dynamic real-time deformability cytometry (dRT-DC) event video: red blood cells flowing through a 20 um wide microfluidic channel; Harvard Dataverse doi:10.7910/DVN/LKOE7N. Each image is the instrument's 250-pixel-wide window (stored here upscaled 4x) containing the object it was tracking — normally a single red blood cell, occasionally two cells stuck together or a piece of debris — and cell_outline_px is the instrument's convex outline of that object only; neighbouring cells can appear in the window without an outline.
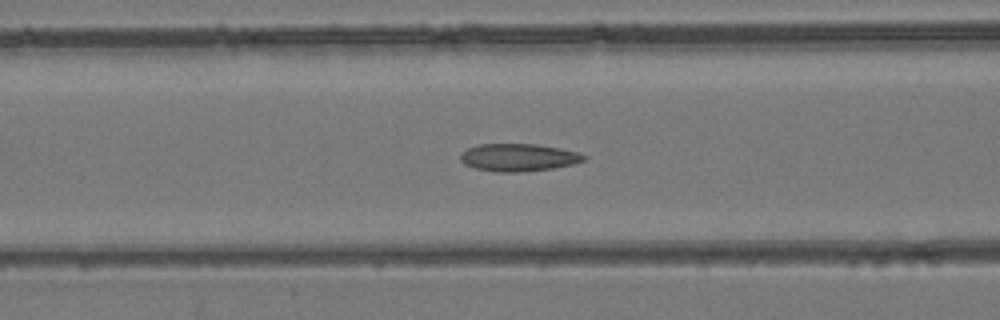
{"species": "common noctule bat (a hibernating species)", "species_latin": "Nyctalus noctula", "temperature_condition": "room temperature", "stored_images_in_passage": 52, "camera_frame_rate_fps": 3000, "um_per_image_px": 0.085, "animal": {"sex": "female", "body_mass_g": 24.6, "forearm_length_mm": 56.2}, "frame": {"image": 1, "passage_image": 21, "time_ms": 6.667, "image_size_px": [1000, 320], "cell_outline_px": [[588, 156], [584, 160], [572, 164], [552, 168], [520, 172], [496, 172], [476, 168], [464, 164], [460, 160], [460, 156], [468, 148], [480, 144], [536, 144], [560, 148], [580, 152]], "centroid_in_image_um": [44.09, 13.38], "position_along_channel_um": 122.5, "area_um2": 19.77}}
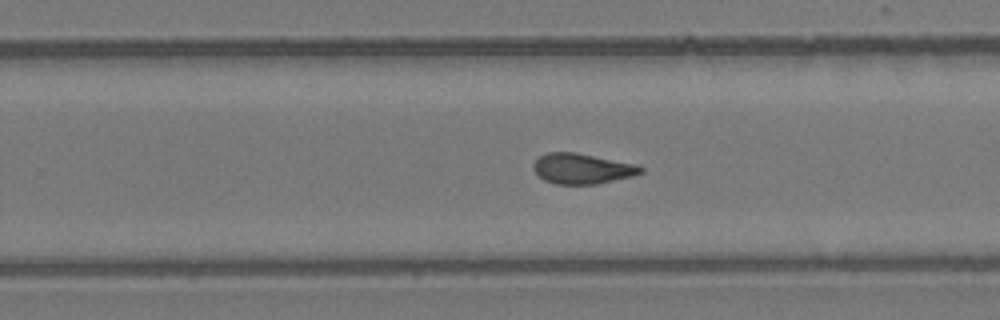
{"frame": {"image": 2, "passage_image": 33, "time_ms": 10.667, "image_size_px": [1000, 320], "cell_outline_px": [[644, 172], [632, 176], [596, 184], [556, 184], [544, 180], [532, 168], [532, 164], [540, 156], [548, 152], [576, 152], [636, 164], [644, 168]], "centroid_in_image_um": [49.48, 14.33], "position_along_channel_um": 280.3, "area_um2": 18.96}}
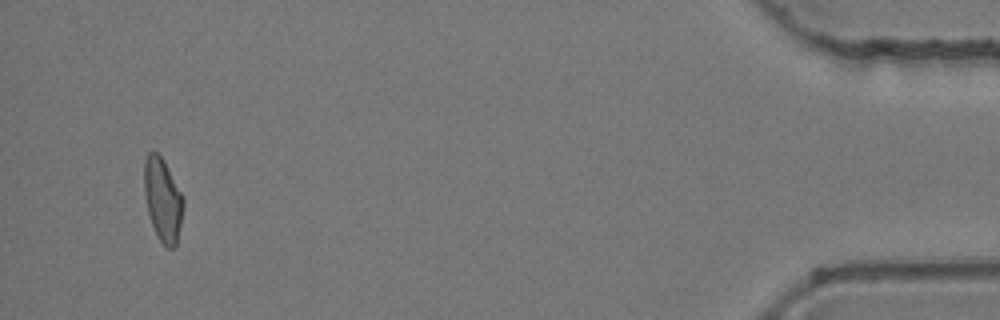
{"frame": {"image": 3, "passage_image": 50, "time_ms": 16.333, "image_size_px": [1000, 320], "cell_outline_px": [[184, 208], [176, 244], [172, 248], [168, 248], [160, 240], [152, 224], [148, 212], [144, 192], [144, 160], [148, 152], [156, 152], [164, 160], [184, 196]], "centroid_in_image_um": [13.85, 16.93], "position_along_channel_um": 421.4, "area_um2": 18.96}, "authors_computed_cell_mechanics": {"area_um2": 19.3919, "velocity_mm_per_s": 3.9568, "shape_relaxation_time_tau1_ms": null, "shape_relaxation_time_tau2_ms": 2.427, "deformation_change_tau1": null, "deformation_change_tau2": 0.0867}}